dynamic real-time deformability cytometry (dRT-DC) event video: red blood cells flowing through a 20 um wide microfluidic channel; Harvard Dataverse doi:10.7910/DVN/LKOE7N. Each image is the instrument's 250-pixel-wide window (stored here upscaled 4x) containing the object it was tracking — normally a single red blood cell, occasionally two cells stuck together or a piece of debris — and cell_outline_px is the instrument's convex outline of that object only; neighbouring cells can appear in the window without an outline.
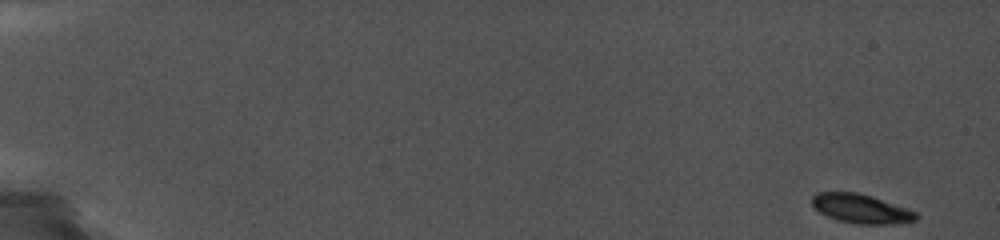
{"species": "common noctule bat (a hibernating species)", "species_latin": "Nyctalus noctula", "temperature_condition": "cold", "stored_images_in_passage": 14, "camera_frame_rate_fps": 5000, "um_per_image_px": 0.085, "animal": {"sex": "female", "body_mass_g": 19.0, "forearm_length_mm": 56.7}, "frame": {"image": 1, "passage_image": 1, "time_ms": 0.0, "image_size_px": [1000, 240], "cell_outline_px": [[920, 216], [916, 220], [892, 224], [856, 224], [836, 220], [812, 208], [812, 196], [816, 192], [856, 192], [872, 196], [908, 208], [916, 212]], "centroid_in_image_um": [73.18, 17.74], "position_along_channel_um": 11.8, "area_um2": 17.86}}
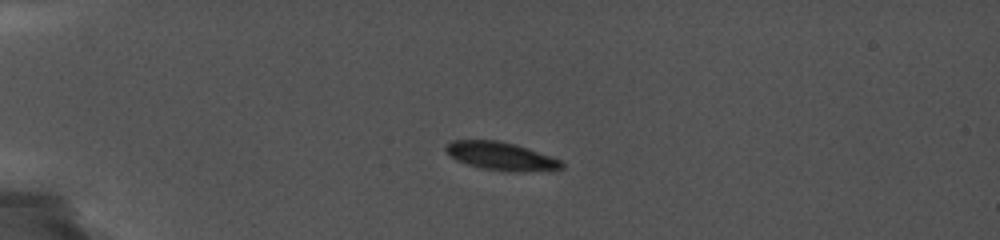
{"frame": {"image": 2, "passage_image": 8, "time_ms": 4.4, "image_size_px": [1000, 240], "cell_outline_px": [[564, 168], [520, 172], [484, 168], [468, 164], [456, 160], [448, 156], [444, 148], [444, 144], [452, 140], [496, 140], [516, 144], [552, 156], [560, 160], [564, 164]], "centroid_in_image_um": [42.55, 13.25], "position_along_channel_um": 42.5, "area_um2": 18.96}}